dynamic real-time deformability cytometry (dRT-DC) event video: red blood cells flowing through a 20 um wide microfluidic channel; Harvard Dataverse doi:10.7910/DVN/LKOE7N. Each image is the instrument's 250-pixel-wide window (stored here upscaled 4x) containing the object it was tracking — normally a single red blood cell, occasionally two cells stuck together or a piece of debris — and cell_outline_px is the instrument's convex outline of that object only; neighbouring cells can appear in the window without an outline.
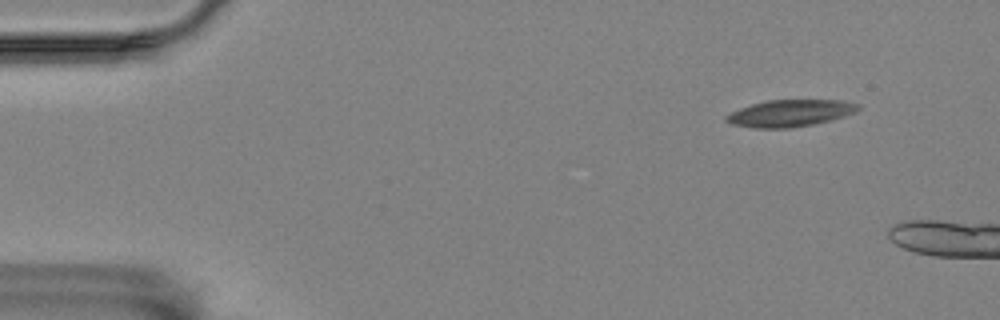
{"species": "Egyptian fruit bat (a non-hibernating species)", "species_latin": "Rousettus aegyptiacus", "temperature_condition": "room temperature", "stored_images_in_passage": 5, "camera_frame_rate_fps": 3000, "um_per_image_px": 0.085, "animal": {"sex": "female"}, "frame": {"image": 1, "passage_image": 1, "time_ms": 0.0, "image_size_px": [1000, 320], "cell_outline_px": [[860, 108], [856, 112], [844, 116], [816, 124], [792, 128], [752, 128], [732, 124], [724, 120], [724, 116], [740, 108], [752, 104], [768, 100], [840, 100], [860, 104]], "centroid_in_image_um": [67.16, 9.63], "position_along_channel_um": 17.8, "area_um2": 20.75}}
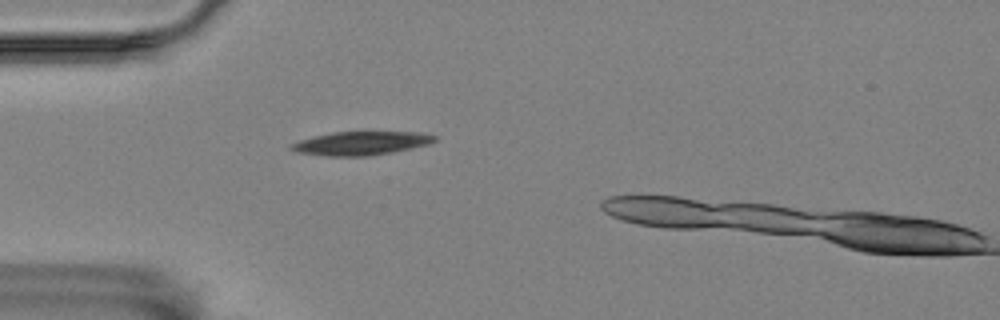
{"frame": {"image": 2, "passage_image": 4, "time_ms": 3.667, "image_size_px": [1000, 320], "cell_outline_px": [[436, 140], [428, 144], [412, 148], [372, 156], [328, 156], [296, 152], [288, 148], [288, 144], [312, 136], [332, 132], [424, 132], [436, 136]], "centroid_in_image_um": [30.65, 12.17], "position_along_channel_um": 54.3, "area_um2": 19.88}}